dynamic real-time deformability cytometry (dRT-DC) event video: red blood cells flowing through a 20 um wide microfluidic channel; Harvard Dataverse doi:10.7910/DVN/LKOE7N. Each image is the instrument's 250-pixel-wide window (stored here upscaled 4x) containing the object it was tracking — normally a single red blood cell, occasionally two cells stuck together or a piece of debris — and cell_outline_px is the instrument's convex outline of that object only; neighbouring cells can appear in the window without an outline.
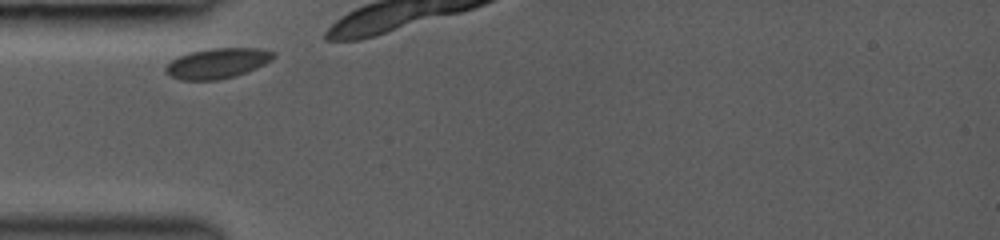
{"species": "common noctule bat (a hibernating species)", "species_latin": "Nyctalus noctula", "temperature_condition": "room temperature", "stored_images_in_passage": 6, "camera_frame_rate_fps": 3000, "um_per_image_px": 0.085, "animal": {"sex": "female", "body_mass_g": 19.0, "forearm_length_mm": 53.3}, "frame": {"image": 1, "passage_image": 1, "time_ms": 0.0, "image_size_px": [1000, 240], "cell_outline_px": [[276, 56], [272, 60], [256, 68], [236, 76], [220, 80], [180, 80], [164, 72], [164, 68], [172, 60], [188, 52], [208, 48], [260, 48], [276, 52]], "centroid_in_image_um": [18.5, 5.37], "position_along_channel_um": 66.5, "area_um2": 19.19}}